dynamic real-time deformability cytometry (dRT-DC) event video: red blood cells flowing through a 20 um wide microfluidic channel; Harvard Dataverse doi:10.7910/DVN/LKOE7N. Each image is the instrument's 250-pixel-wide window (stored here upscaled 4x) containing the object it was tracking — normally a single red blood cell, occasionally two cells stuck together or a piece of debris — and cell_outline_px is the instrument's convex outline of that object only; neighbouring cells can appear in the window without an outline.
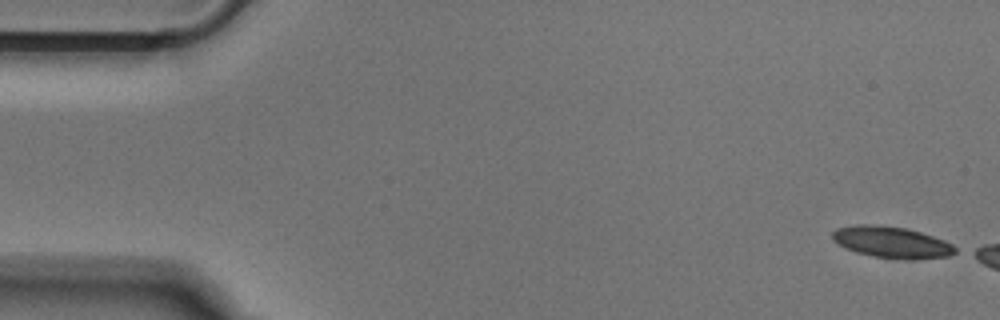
{"species": "Egyptian fruit bat (a non-hibernating species)", "species_latin": "Rousettus aegyptiacus", "temperature_condition": "cold", "stored_images_in_passage": 9, "camera_frame_rate_fps": 3000, "um_per_image_px": 0.085, "animal": {"sex": "male"}, "frame": {"image": 1, "passage_image": 1, "time_ms": 0.0, "image_size_px": [1000, 320], "cell_outline_px": [[960, 248], [956, 252], [948, 256], [916, 260], [912, 260], [872, 256], [856, 252], [844, 248], [836, 244], [832, 240], [832, 232], [836, 228], [856, 224], [872, 224], [904, 228], [920, 232], [944, 240]], "centroid_in_image_um": [75.78, 20.6], "position_along_channel_um": 9.2, "area_um2": 22.72}}